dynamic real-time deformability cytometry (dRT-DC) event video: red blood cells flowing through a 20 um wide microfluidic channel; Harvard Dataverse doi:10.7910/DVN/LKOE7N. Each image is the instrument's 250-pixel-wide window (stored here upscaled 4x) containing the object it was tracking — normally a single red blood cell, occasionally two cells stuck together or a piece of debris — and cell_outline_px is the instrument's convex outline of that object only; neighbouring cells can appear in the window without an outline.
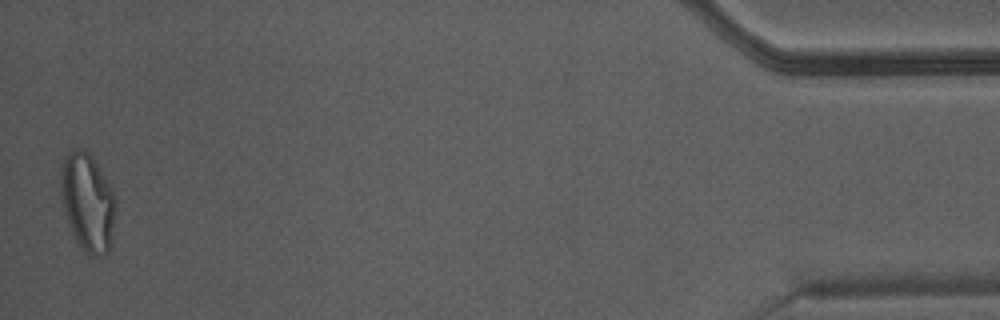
{"species": "Egyptian fruit bat (a non-hibernating species)", "species_latin": "Rousettus aegyptiacus", "temperature_condition": "warm", "stored_images_in_passage": 47, "camera_frame_rate_fps": 3000, "um_per_image_px": 0.085, "animal": {"sex": "male"}, "frame": {"image": 1, "passage_image": 47, "time_ms": 15.333, "image_size_px": [1000, 320], "cell_outline_px": [[116, 208], [108, 252], [96, 256], [88, 256], [80, 248], [72, 236], [60, 196], [60, 180], [64, 160], [76, 148], [84, 148], [92, 156], [112, 188], [116, 196]], "centroid_in_image_um": [7.45, 17.22], "position_along_channel_um": 427.8, "area_um2": 31.39}}